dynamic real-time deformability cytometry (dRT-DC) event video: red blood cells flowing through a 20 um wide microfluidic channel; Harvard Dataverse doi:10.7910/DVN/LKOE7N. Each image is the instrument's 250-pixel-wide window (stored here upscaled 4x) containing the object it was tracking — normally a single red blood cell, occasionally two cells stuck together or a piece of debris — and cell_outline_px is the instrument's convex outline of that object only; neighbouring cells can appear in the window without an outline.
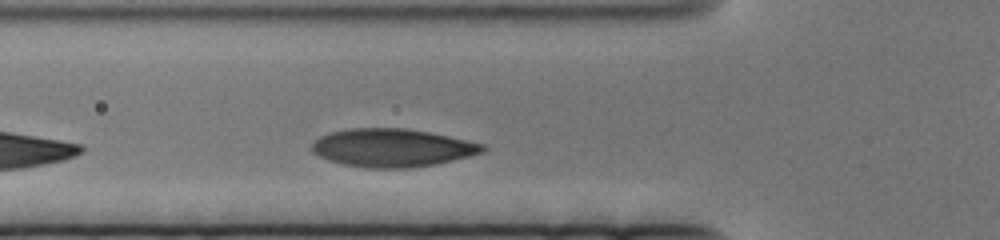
{"species": "human", "species_latin": "Homo sapiens", "temperature_condition": "cold", "stored_images_in_passage": 41, "camera_frame_rate_fps": 3000, "um_per_image_px": 0.085, "donor": {"sex": "female"}, "frame": {"image": 1, "passage_image": 8, "time_ms": 2.333, "image_size_px": [1000, 240], "cell_outline_px": [[488, 148], [484, 152], [436, 164], [408, 168], [368, 168], [344, 164], [328, 160], [312, 152], [312, 144], [320, 136], [328, 132], [348, 128], [404, 128], [428, 132], [448, 136], [484, 144]], "centroid_in_image_um": [33.33, 12.56], "position_along_channel_um": 92.5, "area_um2": 37.86}}
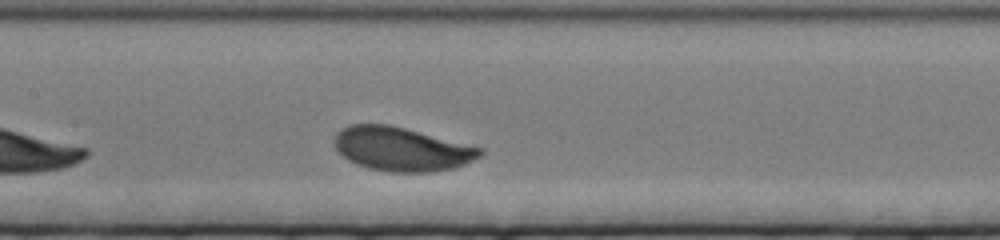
{"frame": {"image": 2, "passage_image": 18, "time_ms": 5.667, "image_size_px": [1000, 240], "cell_outline_px": [[484, 152], [480, 156], [464, 164], [452, 168], [432, 172], [392, 172], [368, 168], [356, 164], [348, 160], [336, 148], [332, 140], [336, 132], [340, 128], [348, 124], [388, 124], [484, 148]], "centroid_in_image_um": [34.1, 12.66], "position_along_channel_um": 173.3, "area_um2": 37.22}}
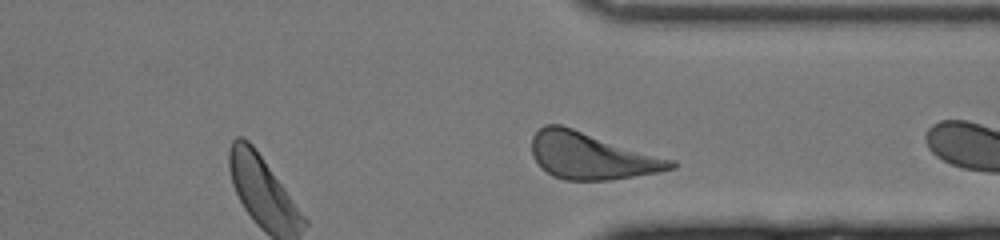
{"frame": {"image": 3, "passage_image": 37, "time_ms": 12.0, "image_size_px": [1000, 240], "cell_outline_px": [[680, 164], [676, 168], [660, 172], [608, 180], [564, 180], [552, 176], [532, 156], [532, 136], [544, 124], [560, 124], [676, 160]], "centroid_in_image_um": [50.32, 13.25], "position_along_channel_um": 361.1, "area_um2": 37.92}}